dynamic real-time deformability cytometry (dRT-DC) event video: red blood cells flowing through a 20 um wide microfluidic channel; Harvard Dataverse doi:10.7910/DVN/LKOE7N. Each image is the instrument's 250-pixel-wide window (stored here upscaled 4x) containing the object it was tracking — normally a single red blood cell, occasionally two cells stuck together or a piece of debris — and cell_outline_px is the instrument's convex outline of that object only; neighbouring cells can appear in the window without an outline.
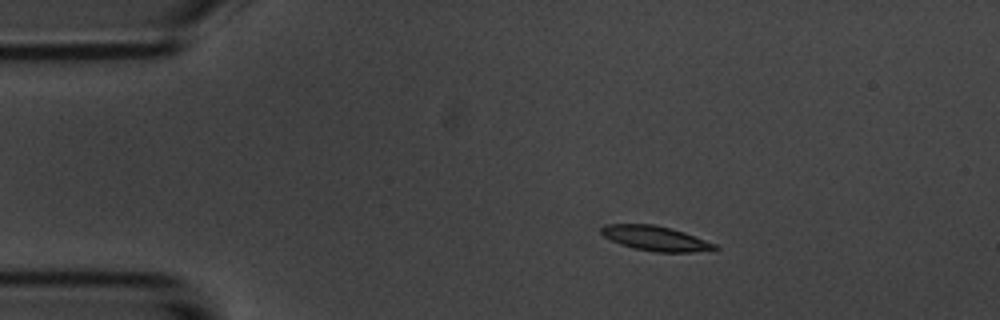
{"species": "common noctule bat (a hibernating species)", "species_latin": "Nyctalus noctula", "temperature_condition": "room temperature", "stored_images_in_passage": 5, "camera_frame_rate_fps": 3000, "um_per_image_px": 0.085, "animal": {"sex": "male", "body_mass_g": 20.1, "forearm_length_mm": 53.5}, "frame": {"image": 1, "passage_image": 3, "time_ms": 2.333, "image_size_px": [1000, 320], "cell_outline_px": [[720, 248], [716, 252], [656, 252], [632, 248], [620, 244], [604, 236], [600, 232], [600, 228], [604, 224], [656, 224], [672, 228], [684, 232], [716, 244]], "centroid_in_image_um": [55.79, 20.27], "position_along_channel_um": 29.2, "area_um2": 16.76}}